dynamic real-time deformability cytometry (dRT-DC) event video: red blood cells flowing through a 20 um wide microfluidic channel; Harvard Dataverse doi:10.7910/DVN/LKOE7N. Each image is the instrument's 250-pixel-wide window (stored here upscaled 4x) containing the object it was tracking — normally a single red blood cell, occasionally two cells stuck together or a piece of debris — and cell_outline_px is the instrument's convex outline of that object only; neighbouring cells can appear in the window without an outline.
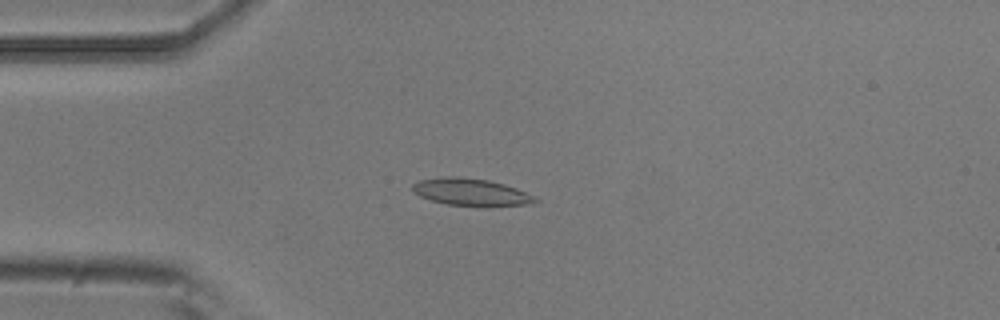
{"species": "common noctule bat (a hibernating species)", "species_latin": "Nyctalus noctula", "temperature_condition": "room temperature", "stored_images_in_passage": 3, "camera_frame_rate_fps": 3000, "um_per_image_px": 0.085, "animal": {"sex": "male", "body_mass_g": 20.5, "forearm_length_mm": 52.5}, "frame": {"image": 1, "passage_image": 3, "time_ms": 0.667, "image_size_px": [1000, 320], "cell_outline_px": [[540, 200], [532, 204], [488, 208], [448, 204], [432, 200], [420, 196], [412, 192], [412, 184], [420, 180], [444, 176], [456, 176], [488, 180], [504, 184], [516, 188]], "centroid_in_image_um": [40.05, 16.35], "position_along_channel_um": 44.9, "area_um2": 19.83}}